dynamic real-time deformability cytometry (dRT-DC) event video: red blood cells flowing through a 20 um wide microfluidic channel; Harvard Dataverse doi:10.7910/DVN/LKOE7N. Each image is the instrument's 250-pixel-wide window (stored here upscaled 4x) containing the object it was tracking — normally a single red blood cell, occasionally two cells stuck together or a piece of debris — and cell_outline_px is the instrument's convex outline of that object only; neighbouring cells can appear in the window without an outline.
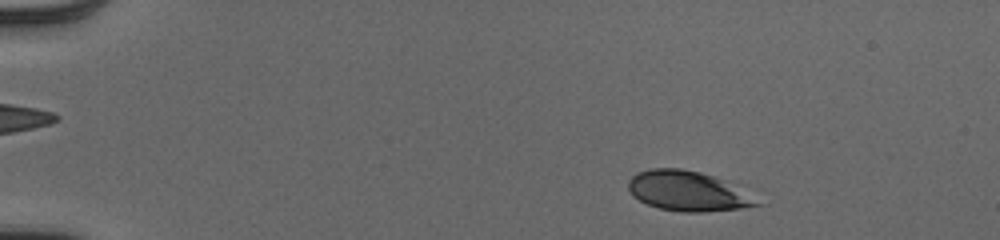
{"species": "human", "species_latin": "Homo sapiens", "temperature_condition": "cold", "stored_images_in_passage": 49, "camera_frame_rate_fps": 3000, "um_per_image_px": 0.085, "donor": {"sex": "male"}, "frame": {"image": 1, "passage_image": 5, "time_ms": 1.333, "image_size_px": [1000, 240], "cell_outline_px": [[764, 204], [740, 208], [704, 212], [680, 212], [660, 208], [648, 204], [640, 200], [628, 188], [628, 180], [636, 172], [648, 168], [680, 168], [700, 172], [724, 180]], "centroid_in_image_um": [58.42, 16.23], "position_along_channel_um": 26.6, "area_um2": 29.48}}
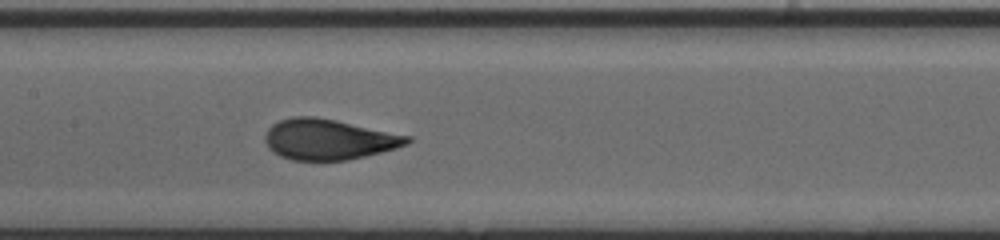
{"frame": {"image": 2, "passage_image": 24, "time_ms": 7.667, "image_size_px": [1000, 240], "cell_outline_px": [[412, 140], [408, 144], [396, 148], [348, 160], [292, 160], [280, 156], [272, 152], [268, 148], [264, 140], [264, 136], [268, 128], [272, 124], [280, 120], [292, 116], [312, 116], [336, 120], [412, 136]], "centroid_in_image_um": [27.91, 11.84], "position_along_channel_um": 179.5, "area_um2": 33.76}}
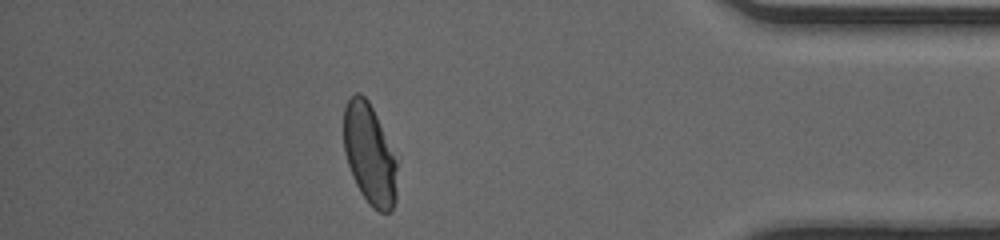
{"frame": {"image": 3, "passage_image": 43, "time_ms": 14.0, "image_size_px": [1000, 240], "cell_outline_px": [[396, 200], [392, 208], [388, 212], [380, 212], [372, 208], [368, 204], [360, 192], [352, 176], [344, 152], [344, 108], [348, 100], [356, 92], [360, 92], [368, 100], [376, 116], [396, 164]], "centroid_in_image_um": [31.37, 13.14], "position_along_channel_um": 403.8, "area_um2": 30.63}, "authors_computed_cell_mechanics": {"area_um2": 32.368, "velocity_mm_per_s": 4.0442, "shape_relaxation_time_tau1_ms": 3.9597, "shape_relaxation_time_tau2_ms": null, "deformation_change_tau1": 0.183, "deformation_change_tau2": null}}